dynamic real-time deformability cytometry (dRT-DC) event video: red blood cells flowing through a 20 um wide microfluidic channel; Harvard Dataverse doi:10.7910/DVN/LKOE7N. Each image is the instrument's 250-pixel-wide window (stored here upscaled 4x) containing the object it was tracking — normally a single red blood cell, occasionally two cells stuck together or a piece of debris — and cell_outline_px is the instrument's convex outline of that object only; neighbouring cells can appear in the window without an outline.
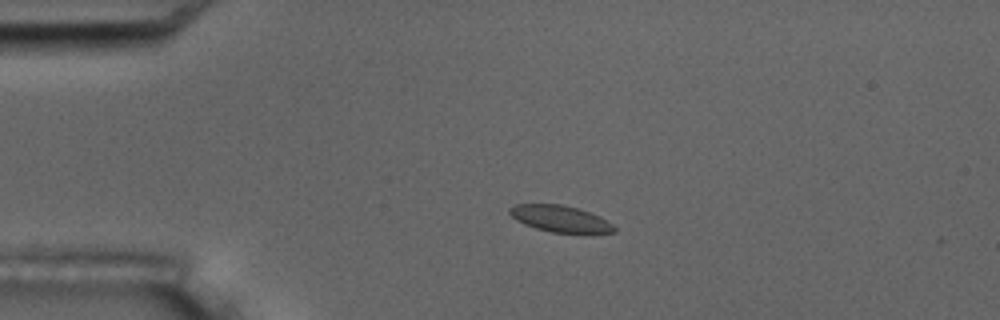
{"species": "common noctule bat (a hibernating species)", "species_latin": "Nyctalus noctula", "temperature_condition": "room temperature", "stored_images_in_passage": 5, "camera_frame_rate_fps": 3000, "um_per_image_px": 0.085, "animal": {"sex": "male", "body_mass_g": 17.5, "forearm_length_mm": 52.3}, "frame": {"image": 1, "passage_image": 4, "time_ms": 3.333, "image_size_px": [1000, 320], "cell_outline_px": [[616, 232], [552, 232], [536, 228], [524, 224], [516, 220], [508, 212], [508, 208], [516, 204], [560, 204], [576, 208], [600, 216], [612, 224], [616, 228]], "centroid_in_image_um": [47.57, 18.58], "position_along_channel_um": 37.4, "area_um2": 15.84}}